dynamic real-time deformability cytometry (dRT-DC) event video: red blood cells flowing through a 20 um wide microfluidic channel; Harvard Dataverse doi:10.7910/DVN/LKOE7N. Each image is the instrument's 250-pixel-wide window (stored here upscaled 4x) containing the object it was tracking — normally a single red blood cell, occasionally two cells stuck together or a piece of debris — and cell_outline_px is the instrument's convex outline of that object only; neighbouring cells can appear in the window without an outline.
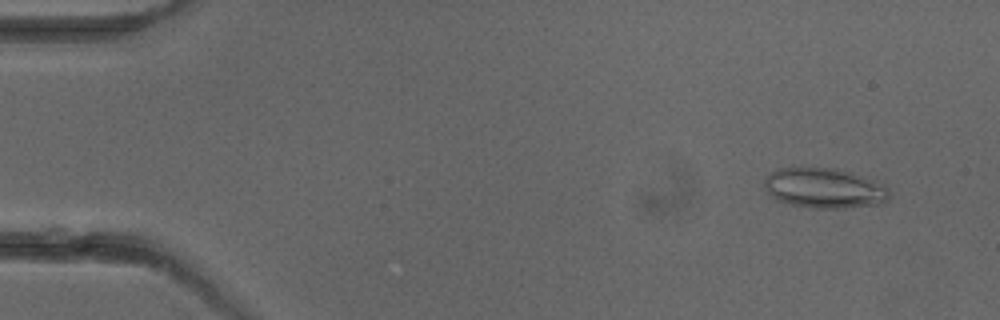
{"species": "common noctule bat (a hibernating species)", "species_latin": "Nyctalus noctula", "temperature_condition": "cold", "stored_images_in_passage": 4, "camera_frame_rate_fps": 3000, "um_per_image_px": 0.085, "animal": {"sex": "female"}, "frame": {"image": 1, "passage_image": 1, "time_ms": 0.0, "image_size_px": [1000, 320], "cell_outline_px": [[888, 200], [880, 204], [844, 208], [816, 208], [792, 204], [780, 200], [772, 196], [768, 192], [764, 184], [764, 180], [772, 172], [780, 168], [836, 168], [872, 180], [888, 188]], "centroid_in_image_um": [70.07, 16.0], "position_along_channel_um": 14.9, "area_um2": 28.55}}